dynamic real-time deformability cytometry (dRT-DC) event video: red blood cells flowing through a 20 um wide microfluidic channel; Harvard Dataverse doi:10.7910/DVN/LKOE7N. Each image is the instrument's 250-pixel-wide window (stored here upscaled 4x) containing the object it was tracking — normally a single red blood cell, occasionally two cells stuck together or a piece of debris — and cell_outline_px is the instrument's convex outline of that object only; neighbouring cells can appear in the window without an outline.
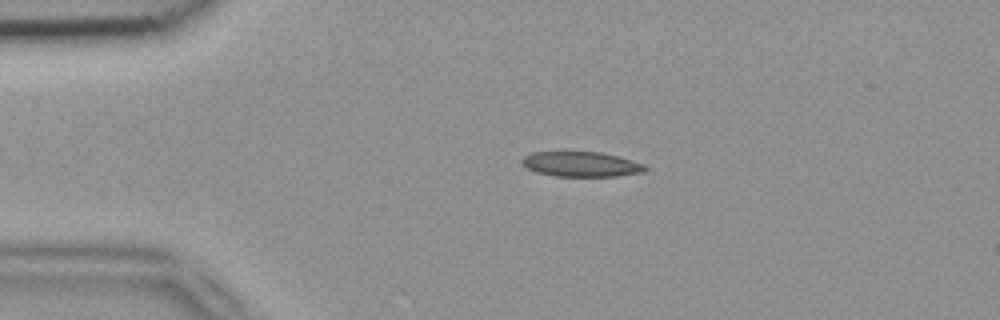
{"species": "common noctule bat (a hibernating species)", "species_latin": "Nyctalus noctula", "temperature_condition": "room temperature", "stored_images_in_passage": 38, "camera_frame_rate_fps": 3000, "um_per_image_px": 0.085, "animal": {"sex": "female", "body_mass_g": 18.4}, "frame": {"image": 1, "passage_image": 5, "time_ms": 1.333, "image_size_px": [1000, 320], "cell_outline_px": [[648, 168], [644, 172], [616, 176], [556, 176], [536, 172], [520, 164], [520, 160], [524, 156], [532, 152], [604, 152], [620, 156], [644, 164]], "centroid_in_image_um": [49.4, 13.95], "position_along_channel_um": 35.6, "area_um2": 18.09}}
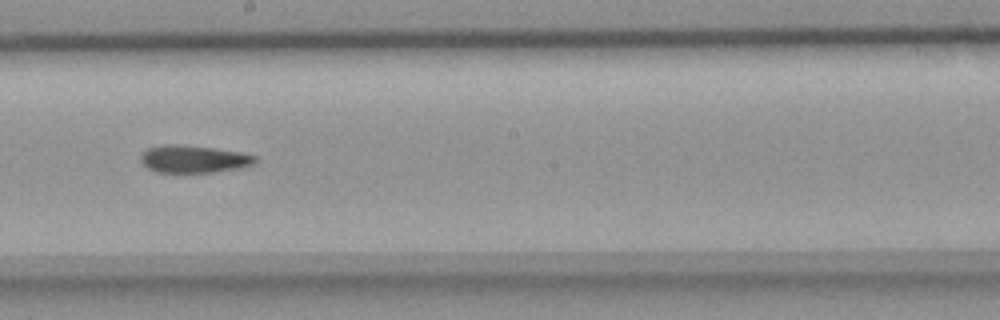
{"frame": {"image": 2, "passage_image": 22, "time_ms": 7.0, "image_size_px": [1000, 320], "cell_outline_px": [[260, 160], [256, 164], [240, 168], [212, 172], [156, 172], [148, 168], [140, 160], [140, 156], [148, 148], [160, 144], [176, 144], [212, 148], [240, 152], [256, 156]], "centroid_in_image_um": [16.49, 13.52], "position_along_channel_um": 231.7, "area_um2": 18.38}}
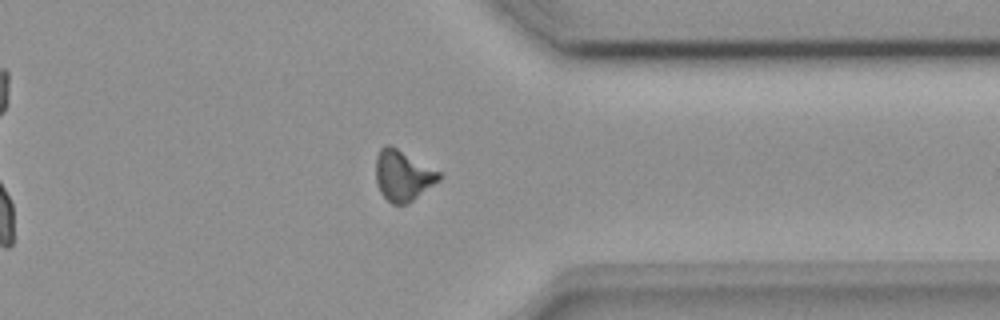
{"frame": {"image": 3, "passage_image": 33, "time_ms": 10.667, "image_size_px": [1000, 320], "cell_outline_px": [[440, 180], [408, 204], [392, 204], [380, 192], [376, 184], [376, 156], [380, 148], [384, 144], [388, 144], [396, 148], [440, 172]], "centroid_in_image_um": [34.21, 14.93], "position_along_channel_um": 377.2, "area_um2": 18.5}}